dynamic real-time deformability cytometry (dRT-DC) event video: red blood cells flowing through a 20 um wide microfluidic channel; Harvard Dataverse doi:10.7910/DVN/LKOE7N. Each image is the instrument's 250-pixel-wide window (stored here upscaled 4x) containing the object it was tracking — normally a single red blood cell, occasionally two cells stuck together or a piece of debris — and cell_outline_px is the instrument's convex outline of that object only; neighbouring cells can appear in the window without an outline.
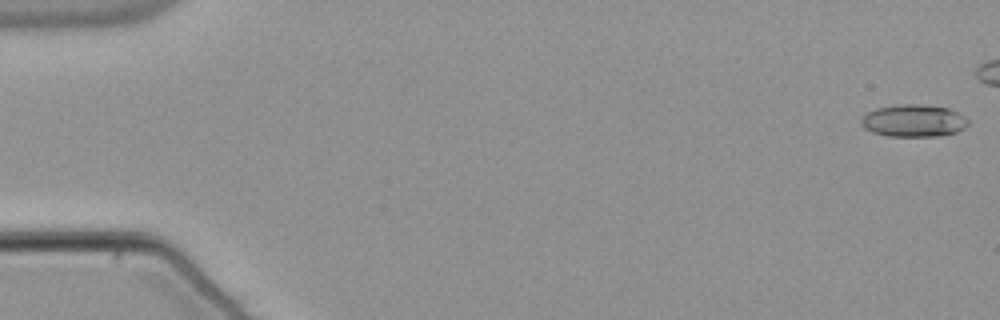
{"species": "common noctule bat (a hibernating species)", "species_latin": "Nyctalus noctula", "temperature_condition": "warm", "stored_images_in_passage": 44, "camera_frame_rate_fps": 3000, "um_per_image_px": 0.085, "animal": {"sex": "male", "body_mass_g": 21.5, "forearm_length_mm": 52.0}, "frame": {"image": 1, "passage_image": 1, "time_ms": 0.0, "image_size_px": [1000, 320], "cell_outline_px": [[968, 124], [964, 128], [956, 132], [936, 136], [888, 136], [872, 132], [864, 128], [860, 124], [860, 120], [868, 112], [876, 108], [900, 104], [916, 104], [948, 108], [964, 116], [968, 120]], "centroid_in_image_um": [77.63, 10.26], "position_along_channel_um": 7.4, "area_um2": 20.0}}
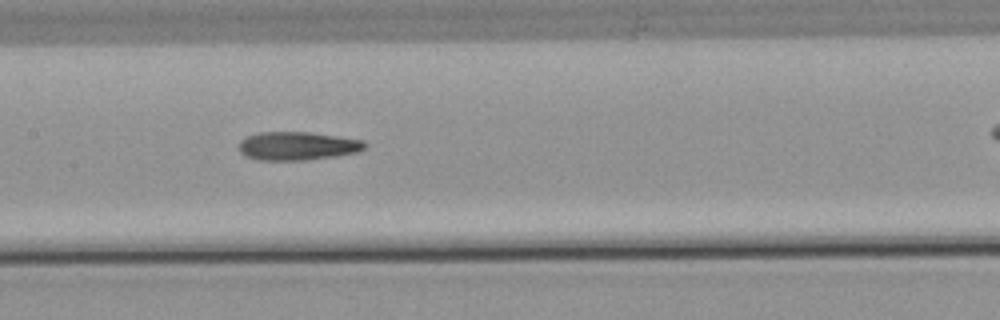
{"frame": {"image": 2, "passage_image": 27, "time_ms": 8.667, "image_size_px": [1000, 320], "cell_outline_px": [[364, 148], [356, 152], [336, 156], [304, 160], [260, 160], [244, 156], [240, 152], [240, 140], [248, 136], [260, 132], [308, 132], [364, 140]], "centroid_in_image_um": [25.25, 12.41], "position_along_channel_um": 182.2, "area_um2": 20.63}}
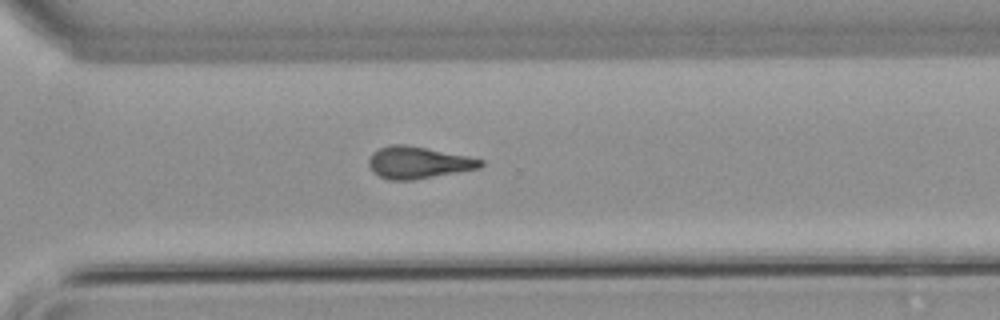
{"frame": {"image": 3, "passage_image": 39, "time_ms": 12.667, "image_size_px": [1000, 320], "cell_outline_px": [[484, 164], [480, 168], [412, 180], [388, 180], [372, 172], [368, 164], [368, 160], [372, 152], [380, 148], [392, 144], [404, 144], [484, 160]], "centroid_in_image_um": [35.49, 13.83], "position_along_channel_um": 335.1, "area_um2": 20.52}}